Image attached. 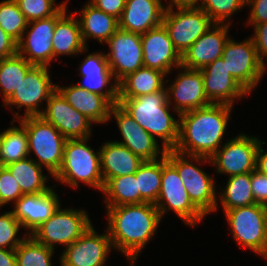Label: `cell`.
Here are the masks:
<instances>
[{
  "mask_svg": "<svg viewBox=\"0 0 267 266\" xmlns=\"http://www.w3.org/2000/svg\"><path fill=\"white\" fill-rule=\"evenodd\" d=\"M232 106L210 104L179 115V137L174 148L188 156L211 158L219 150Z\"/></svg>",
  "mask_w": 267,
  "mask_h": 266,
  "instance_id": "6da1fadb",
  "label": "cell"
},
{
  "mask_svg": "<svg viewBox=\"0 0 267 266\" xmlns=\"http://www.w3.org/2000/svg\"><path fill=\"white\" fill-rule=\"evenodd\" d=\"M108 228L113 247L125 254L131 266L152 236L155 235L161 217L152 203L106 206Z\"/></svg>",
  "mask_w": 267,
  "mask_h": 266,
  "instance_id": "7a4b0ae2",
  "label": "cell"
},
{
  "mask_svg": "<svg viewBox=\"0 0 267 266\" xmlns=\"http://www.w3.org/2000/svg\"><path fill=\"white\" fill-rule=\"evenodd\" d=\"M118 104L145 131L162 139L166 150L174 149L179 137V119L169 113L166 88L160 92L137 96L135 98H118Z\"/></svg>",
  "mask_w": 267,
  "mask_h": 266,
  "instance_id": "3957f363",
  "label": "cell"
},
{
  "mask_svg": "<svg viewBox=\"0 0 267 266\" xmlns=\"http://www.w3.org/2000/svg\"><path fill=\"white\" fill-rule=\"evenodd\" d=\"M89 138L67 139L64 145L62 165L54 176L61 183L77 188L79 182L102 191L100 150L94 152L87 146ZM79 181V182H78Z\"/></svg>",
  "mask_w": 267,
  "mask_h": 266,
  "instance_id": "277c9868",
  "label": "cell"
},
{
  "mask_svg": "<svg viewBox=\"0 0 267 266\" xmlns=\"http://www.w3.org/2000/svg\"><path fill=\"white\" fill-rule=\"evenodd\" d=\"M14 117L27 131L29 155L34 152L38 157L35 162L44 165L54 177L62 165L67 139L41 116L20 117L15 113Z\"/></svg>",
  "mask_w": 267,
  "mask_h": 266,
  "instance_id": "5b68a950",
  "label": "cell"
},
{
  "mask_svg": "<svg viewBox=\"0 0 267 266\" xmlns=\"http://www.w3.org/2000/svg\"><path fill=\"white\" fill-rule=\"evenodd\" d=\"M187 157L195 162L211 161L208 157L188 156L174 149L167 150V160L177 169L192 203L204 215L210 214L217 210L218 205L214 178L190 163Z\"/></svg>",
  "mask_w": 267,
  "mask_h": 266,
  "instance_id": "8992f818",
  "label": "cell"
},
{
  "mask_svg": "<svg viewBox=\"0 0 267 266\" xmlns=\"http://www.w3.org/2000/svg\"><path fill=\"white\" fill-rule=\"evenodd\" d=\"M234 240L243 248L267 254V207L253 204L224 211Z\"/></svg>",
  "mask_w": 267,
  "mask_h": 266,
  "instance_id": "52a82bcc",
  "label": "cell"
},
{
  "mask_svg": "<svg viewBox=\"0 0 267 266\" xmlns=\"http://www.w3.org/2000/svg\"><path fill=\"white\" fill-rule=\"evenodd\" d=\"M173 8L165 9L162 25L167 30L175 49L182 56L194 42L212 27L214 22L197 5L176 7L177 12Z\"/></svg>",
  "mask_w": 267,
  "mask_h": 266,
  "instance_id": "ba28073f",
  "label": "cell"
},
{
  "mask_svg": "<svg viewBox=\"0 0 267 266\" xmlns=\"http://www.w3.org/2000/svg\"><path fill=\"white\" fill-rule=\"evenodd\" d=\"M162 218L166 211L172 209L189 226L195 227L205 215L192 203L177 169L162 157V180L159 197L154 204Z\"/></svg>",
  "mask_w": 267,
  "mask_h": 266,
  "instance_id": "9c48e42d",
  "label": "cell"
},
{
  "mask_svg": "<svg viewBox=\"0 0 267 266\" xmlns=\"http://www.w3.org/2000/svg\"><path fill=\"white\" fill-rule=\"evenodd\" d=\"M91 221L84 210L62 209L54 212L49 220L42 223L30 235L39 243L55 249V244L68 247L90 226Z\"/></svg>",
  "mask_w": 267,
  "mask_h": 266,
  "instance_id": "30bf717a",
  "label": "cell"
},
{
  "mask_svg": "<svg viewBox=\"0 0 267 266\" xmlns=\"http://www.w3.org/2000/svg\"><path fill=\"white\" fill-rule=\"evenodd\" d=\"M228 73L249 94L257 87L266 69L261 65L252 38L236 42L229 38L225 43L221 57Z\"/></svg>",
  "mask_w": 267,
  "mask_h": 266,
  "instance_id": "8fae6325",
  "label": "cell"
},
{
  "mask_svg": "<svg viewBox=\"0 0 267 266\" xmlns=\"http://www.w3.org/2000/svg\"><path fill=\"white\" fill-rule=\"evenodd\" d=\"M66 5L54 16L28 22L27 36L17 44V53L35 66L49 67L53 60L52 39L56 21L67 12ZM32 25V26H31ZM31 26L30 30L28 27ZM27 30H29L27 32ZM27 56H25V55Z\"/></svg>",
  "mask_w": 267,
  "mask_h": 266,
  "instance_id": "7c38bea8",
  "label": "cell"
},
{
  "mask_svg": "<svg viewBox=\"0 0 267 266\" xmlns=\"http://www.w3.org/2000/svg\"><path fill=\"white\" fill-rule=\"evenodd\" d=\"M260 140L239 134L230 139L210 158L219 173L229 176L251 173L256 169V154Z\"/></svg>",
  "mask_w": 267,
  "mask_h": 266,
  "instance_id": "4fadbf2b",
  "label": "cell"
},
{
  "mask_svg": "<svg viewBox=\"0 0 267 266\" xmlns=\"http://www.w3.org/2000/svg\"><path fill=\"white\" fill-rule=\"evenodd\" d=\"M105 43L110 49L106 58L115 83L144 67L141 34L118 29Z\"/></svg>",
  "mask_w": 267,
  "mask_h": 266,
  "instance_id": "5bb4252c",
  "label": "cell"
},
{
  "mask_svg": "<svg viewBox=\"0 0 267 266\" xmlns=\"http://www.w3.org/2000/svg\"><path fill=\"white\" fill-rule=\"evenodd\" d=\"M56 89L57 85L50 80L48 67L34 65L4 105H17V109L25 107L23 117L40 116L39 104L44 100L47 102Z\"/></svg>",
  "mask_w": 267,
  "mask_h": 266,
  "instance_id": "9a60e30c",
  "label": "cell"
},
{
  "mask_svg": "<svg viewBox=\"0 0 267 266\" xmlns=\"http://www.w3.org/2000/svg\"><path fill=\"white\" fill-rule=\"evenodd\" d=\"M41 117L53 125L66 139L89 138L91 136V121L73 108L56 89L46 102Z\"/></svg>",
  "mask_w": 267,
  "mask_h": 266,
  "instance_id": "2e32d148",
  "label": "cell"
},
{
  "mask_svg": "<svg viewBox=\"0 0 267 266\" xmlns=\"http://www.w3.org/2000/svg\"><path fill=\"white\" fill-rule=\"evenodd\" d=\"M112 247L109 233L98 235L91 225L64 249L60 264L61 266H104Z\"/></svg>",
  "mask_w": 267,
  "mask_h": 266,
  "instance_id": "e0dca14e",
  "label": "cell"
},
{
  "mask_svg": "<svg viewBox=\"0 0 267 266\" xmlns=\"http://www.w3.org/2000/svg\"><path fill=\"white\" fill-rule=\"evenodd\" d=\"M143 65L168 75L173 67H181V55L175 49L163 25L141 34ZM173 66V67H172Z\"/></svg>",
  "mask_w": 267,
  "mask_h": 266,
  "instance_id": "ac0fdd59",
  "label": "cell"
},
{
  "mask_svg": "<svg viewBox=\"0 0 267 266\" xmlns=\"http://www.w3.org/2000/svg\"><path fill=\"white\" fill-rule=\"evenodd\" d=\"M180 68L184 71L180 72L173 84L166 88L168 102L172 101L170 96L173 95L175 104L172 109L178 116L212 104L206 96L201 71L182 66Z\"/></svg>",
  "mask_w": 267,
  "mask_h": 266,
  "instance_id": "d6986e66",
  "label": "cell"
},
{
  "mask_svg": "<svg viewBox=\"0 0 267 266\" xmlns=\"http://www.w3.org/2000/svg\"><path fill=\"white\" fill-rule=\"evenodd\" d=\"M230 23L217 24L207 30L181 56V66L200 70L223 55L225 43L229 39Z\"/></svg>",
  "mask_w": 267,
  "mask_h": 266,
  "instance_id": "ffe728a7",
  "label": "cell"
},
{
  "mask_svg": "<svg viewBox=\"0 0 267 266\" xmlns=\"http://www.w3.org/2000/svg\"><path fill=\"white\" fill-rule=\"evenodd\" d=\"M204 90L212 104L233 106L235 98H243L249 93L228 73L222 58L216 59L200 69Z\"/></svg>",
  "mask_w": 267,
  "mask_h": 266,
  "instance_id": "44dd1931",
  "label": "cell"
},
{
  "mask_svg": "<svg viewBox=\"0 0 267 266\" xmlns=\"http://www.w3.org/2000/svg\"><path fill=\"white\" fill-rule=\"evenodd\" d=\"M113 115L124 141L116 142L127 147L144 161L158 160L160 151L156 138L140 127L119 104L111 107L110 118Z\"/></svg>",
  "mask_w": 267,
  "mask_h": 266,
  "instance_id": "7402d4cb",
  "label": "cell"
},
{
  "mask_svg": "<svg viewBox=\"0 0 267 266\" xmlns=\"http://www.w3.org/2000/svg\"><path fill=\"white\" fill-rule=\"evenodd\" d=\"M58 195L52 190L45 193L23 194L14 203L12 210L14 217L20 222L21 227L34 232L42 223L50 219L59 208Z\"/></svg>",
  "mask_w": 267,
  "mask_h": 266,
  "instance_id": "603a6c76",
  "label": "cell"
},
{
  "mask_svg": "<svg viewBox=\"0 0 267 266\" xmlns=\"http://www.w3.org/2000/svg\"><path fill=\"white\" fill-rule=\"evenodd\" d=\"M165 6L161 0H126L119 29L138 34L162 25Z\"/></svg>",
  "mask_w": 267,
  "mask_h": 266,
  "instance_id": "cb8c5ba5",
  "label": "cell"
},
{
  "mask_svg": "<svg viewBox=\"0 0 267 266\" xmlns=\"http://www.w3.org/2000/svg\"><path fill=\"white\" fill-rule=\"evenodd\" d=\"M79 70L85 82L78 83L79 87L88 92L105 96L113 105L118 104V84L111 83L110 88L104 90V87L106 86L107 88L108 84H110V80L114 79L106 54L101 52L89 54L81 63Z\"/></svg>",
  "mask_w": 267,
  "mask_h": 266,
  "instance_id": "d4e9b609",
  "label": "cell"
},
{
  "mask_svg": "<svg viewBox=\"0 0 267 266\" xmlns=\"http://www.w3.org/2000/svg\"><path fill=\"white\" fill-rule=\"evenodd\" d=\"M99 150L104 184L113 177L136 173L144 162L141 157L116 141L104 143Z\"/></svg>",
  "mask_w": 267,
  "mask_h": 266,
  "instance_id": "484cf974",
  "label": "cell"
},
{
  "mask_svg": "<svg viewBox=\"0 0 267 266\" xmlns=\"http://www.w3.org/2000/svg\"><path fill=\"white\" fill-rule=\"evenodd\" d=\"M57 89L66 98L67 102L82 113L93 123H106L110 119L113 104L105 97L88 92L77 85L59 87Z\"/></svg>",
  "mask_w": 267,
  "mask_h": 266,
  "instance_id": "4316f807",
  "label": "cell"
},
{
  "mask_svg": "<svg viewBox=\"0 0 267 266\" xmlns=\"http://www.w3.org/2000/svg\"><path fill=\"white\" fill-rule=\"evenodd\" d=\"M78 19L82 40L87 45V39L94 38L100 43L106 42L119 29V19L96 8L90 2L86 3Z\"/></svg>",
  "mask_w": 267,
  "mask_h": 266,
  "instance_id": "83f0119b",
  "label": "cell"
},
{
  "mask_svg": "<svg viewBox=\"0 0 267 266\" xmlns=\"http://www.w3.org/2000/svg\"><path fill=\"white\" fill-rule=\"evenodd\" d=\"M65 12L55 24L54 36L52 39L53 58L58 55H77L88 50L85 46L76 13L66 15Z\"/></svg>",
  "mask_w": 267,
  "mask_h": 266,
  "instance_id": "f1b7e54d",
  "label": "cell"
},
{
  "mask_svg": "<svg viewBox=\"0 0 267 266\" xmlns=\"http://www.w3.org/2000/svg\"><path fill=\"white\" fill-rule=\"evenodd\" d=\"M165 74L161 71L142 67L127 75L118 83V98H135L162 91ZM165 81V82H164Z\"/></svg>",
  "mask_w": 267,
  "mask_h": 266,
  "instance_id": "f546056e",
  "label": "cell"
},
{
  "mask_svg": "<svg viewBox=\"0 0 267 266\" xmlns=\"http://www.w3.org/2000/svg\"><path fill=\"white\" fill-rule=\"evenodd\" d=\"M19 184L23 194L45 193L48 176L43 175L42 166L28 157L5 166Z\"/></svg>",
  "mask_w": 267,
  "mask_h": 266,
  "instance_id": "4dcf8cb0",
  "label": "cell"
},
{
  "mask_svg": "<svg viewBox=\"0 0 267 266\" xmlns=\"http://www.w3.org/2000/svg\"><path fill=\"white\" fill-rule=\"evenodd\" d=\"M166 151L162 146L160 160L144 161L135 173L138 180V191H140V203H156L161 188L162 157Z\"/></svg>",
  "mask_w": 267,
  "mask_h": 266,
  "instance_id": "1f68e13d",
  "label": "cell"
},
{
  "mask_svg": "<svg viewBox=\"0 0 267 266\" xmlns=\"http://www.w3.org/2000/svg\"><path fill=\"white\" fill-rule=\"evenodd\" d=\"M102 191L108 198L106 206L140 204V191L135 173L127 176L113 177L103 186Z\"/></svg>",
  "mask_w": 267,
  "mask_h": 266,
  "instance_id": "d6a6232c",
  "label": "cell"
},
{
  "mask_svg": "<svg viewBox=\"0 0 267 266\" xmlns=\"http://www.w3.org/2000/svg\"><path fill=\"white\" fill-rule=\"evenodd\" d=\"M220 196L224 211L256 204L252 193L251 173L230 176Z\"/></svg>",
  "mask_w": 267,
  "mask_h": 266,
  "instance_id": "836d02e7",
  "label": "cell"
},
{
  "mask_svg": "<svg viewBox=\"0 0 267 266\" xmlns=\"http://www.w3.org/2000/svg\"><path fill=\"white\" fill-rule=\"evenodd\" d=\"M28 155L27 131L22 125L7 128L1 133L0 166L25 159Z\"/></svg>",
  "mask_w": 267,
  "mask_h": 266,
  "instance_id": "e575fe53",
  "label": "cell"
},
{
  "mask_svg": "<svg viewBox=\"0 0 267 266\" xmlns=\"http://www.w3.org/2000/svg\"><path fill=\"white\" fill-rule=\"evenodd\" d=\"M33 66L18 53L0 59V89L4 102L18 89L19 84Z\"/></svg>",
  "mask_w": 267,
  "mask_h": 266,
  "instance_id": "d590c367",
  "label": "cell"
},
{
  "mask_svg": "<svg viewBox=\"0 0 267 266\" xmlns=\"http://www.w3.org/2000/svg\"><path fill=\"white\" fill-rule=\"evenodd\" d=\"M24 240L15 249L17 266H52L54 249L37 242L31 235L24 234Z\"/></svg>",
  "mask_w": 267,
  "mask_h": 266,
  "instance_id": "8d00e7d4",
  "label": "cell"
},
{
  "mask_svg": "<svg viewBox=\"0 0 267 266\" xmlns=\"http://www.w3.org/2000/svg\"><path fill=\"white\" fill-rule=\"evenodd\" d=\"M28 26V21L20 11L15 0L0 2V28L17 43L21 40Z\"/></svg>",
  "mask_w": 267,
  "mask_h": 266,
  "instance_id": "74e56055",
  "label": "cell"
},
{
  "mask_svg": "<svg viewBox=\"0 0 267 266\" xmlns=\"http://www.w3.org/2000/svg\"><path fill=\"white\" fill-rule=\"evenodd\" d=\"M197 4L214 23L224 24L240 8L246 6V0H202Z\"/></svg>",
  "mask_w": 267,
  "mask_h": 266,
  "instance_id": "f35d334b",
  "label": "cell"
},
{
  "mask_svg": "<svg viewBox=\"0 0 267 266\" xmlns=\"http://www.w3.org/2000/svg\"><path fill=\"white\" fill-rule=\"evenodd\" d=\"M28 22L56 15L67 1L55 6V0H15ZM55 6V7H54Z\"/></svg>",
  "mask_w": 267,
  "mask_h": 266,
  "instance_id": "ab89813d",
  "label": "cell"
},
{
  "mask_svg": "<svg viewBox=\"0 0 267 266\" xmlns=\"http://www.w3.org/2000/svg\"><path fill=\"white\" fill-rule=\"evenodd\" d=\"M21 227L12 211L0 216V248L15 250L24 240L17 236Z\"/></svg>",
  "mask_w": 267,
  "mask_h": 266,
  "instance_id": "60d3db41",
  "label": "cell"
},
{
  "mask_svg": "<svg viewBox=\"0 0 267 266\" xmlns=\"http://www.w3.org/2000/svg\"><path fill=\"white\" fill-rule=\"evenodd\" d=\"M23 196L21 188L5 166H0V207Z\"/></svg>",
  "mask_w": 267,
  "mask_h": 266,
  "instance_id": "b9f144b4",
  "label": "cell"
},
{
  "mask_svg": "<svg viewBox=\"0 0 267 266\" xmlns=\"http://www.w3.org/2000/svg\"><path fill=\"white\" fill-rule=\"evenodd\" d=\"M251 185L256 204L267 207V175L255 169L251 172Z\"/></svg>",
  "mask_w": 267,
  "mask_h": 266,
  "instance_id": "7bdbcfd3",
  "label": "cell"
},
{
  "mask_svg": "<svg viewBox=\"0 0 267 266\" xmlns=\"http://www.w3.org/2000/svg\"><path fill=\"white\" fill-rule=\"evenodd\" d=\"M254 33L251 37L256 48L258 59L261 65L266 69L264 56L267 57V22L252 25Z\"/></svg>",
  "mask_w": 267,
  "mask_h": 266,
  "instance_id": "ee69618b",
  "label": "cell"
},
{
  "mask_svg": "<svg viewBox=\"0 0 267 266\" xmlns=\"http://www.w3.org/2000/svg\"><path fill=\"white\" fill-rule=\"evenodd\" d=\"M101 11L120 19L122 16L126 0H91L89 1Z\"/></svg>",
  "mask_w": 267,
  "mask_h": 266,
  "instance_id": "f6af8a7d",
  "label": "cell"
},
{
  "mask_svg": "<svg viewBox=\"0 0 267 266\" xmlns=\"http://www.w3.org/2000/svg\"><path fill=\"white\" fill-rule=\"evenodd\" d=\"M246 5L252 6L248 25L267 22V0H246Z\"/></svg>",
  "mask_w": 267,
  "mask_h": 266,
  "instance_id": "bcb514c9",
  "label": "cell"
},
{
  "mask_svg": "<svg viewBox=\"0 0 267 266\" xmlns=\"http://www.w3.org/2000/svg\"><path fill=\"white\" fill-rule=\"evenodd\" d=\"M17 42L0 28V59L17 54Z\"/></svg>",
  "mask_w": 267,
  "mask_h": 266,
  "instance_id": "7dc6e473",
  "label": "cell"
},
{
  "mask_svg": "<svg viewBox=\"0 0 267 266\" xmlns=\"http://www.w3.org/2000/svg\"><path fill=\"white\" fill-rule=\"evenodd\" d=\"M261 144H265V142H260L257 154H256V170H258L260 173L267 175V152H264V150L261 147Z\"/></svg>",
  "mask_w": 267,
  "mask_h": 266,
  "instance_id": "c3c4849f",
  "label": "cell"
},
{
  "mask_svg": "<svg viewBox=\"0 0 267 266\" xmlns=\"http://www.w3.org/2000/svg\"><path fill=\"white\" fill-rule=\"evenodd\" d=\"M0 266H17L15 250L0 248Z\"/></svg>",
  "mask_w": 267,
  "mask_h": 266,
  "instance_id": "681fc988",
  "label": "cell"
},
{
  "mask_svg": "<svg viewBox=\"0 0 267 266\" xmlns=\"http://www.w3.org/2000/svg\"><path fill=\"white\" fill-rule=\"evenodd\" d=\"M200 0H170L168 6L169 7H179V6H196Z\"/></svg>",
  "mask_w": 267,
  "mask_h": 266,
  "instance_id": "f907efd6",
  "label": "cell"
}]
</instances>
